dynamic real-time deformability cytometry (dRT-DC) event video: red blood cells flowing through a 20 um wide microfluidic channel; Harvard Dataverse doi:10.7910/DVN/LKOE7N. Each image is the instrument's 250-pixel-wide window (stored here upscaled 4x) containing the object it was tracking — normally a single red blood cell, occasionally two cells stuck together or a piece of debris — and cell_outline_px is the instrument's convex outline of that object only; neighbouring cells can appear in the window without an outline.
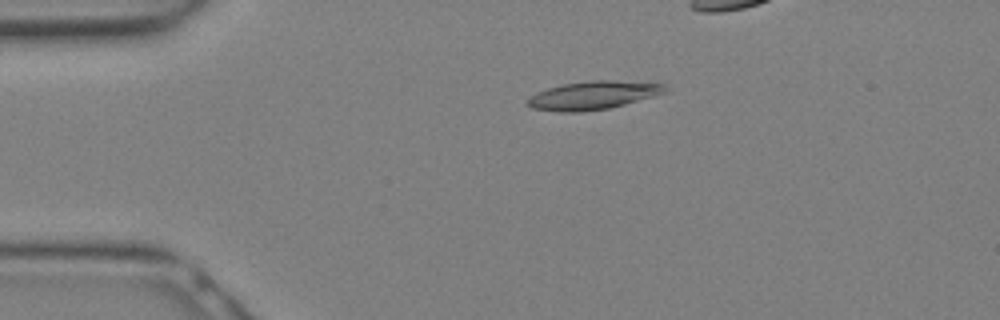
{"species": "Egyptian fruit bat (a non-hibernating species)", "species_latin": "Rousettus aegyptiacus", "temperature_condition": "warm", "stored_images_in_passage": 11, "segment_of_instrument_passage": [1, 2], "camera_frame_rate_fps": 3000, "um_per_image_px": 0.085, "animal": {"sex": "female"}, "frame": {"image": 1, "passage_image": 2, "time_ms": 0.333, "image_size_px": [1000, 320], "cell_outline_px": [[664, 92], [652, 96], [624, 104], [608, 108], [580, 112], [560, 112], [532, 108], [524, 104], [524, 100], [536, 92], [548, 88], [564, 84], [588, 80], [612, 80], [664, 84]], "centroid_in_image_um": [50.28, 8.11], "position_along_channel_um": 34.7, "area_um2": 22.48}}
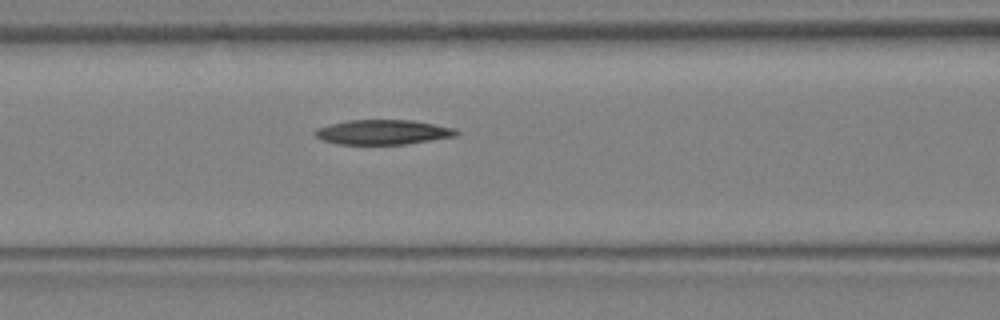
{"frame": {"image": 2, "passage_image": 8, "time_ms": 2.333, "image_size_px": [1000, 320], "cell_outline_px": [[460, 132], [456, 136], [432, 140], [404, 144], [336, 144], [324, 140], [316, 136], [312, 132], [316, 128], [348, 120], [412, 120], [456, 128]], "centroid_in_image_um": [32.56, 11.23], "position_along_channel_um": 134.0, "area_um2": 20.35}}
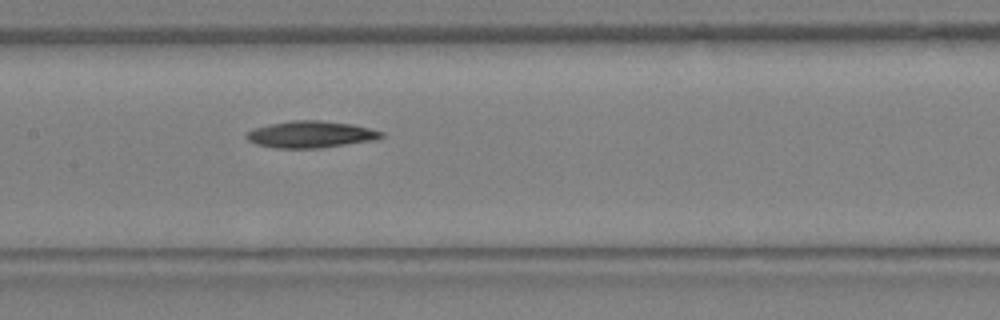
{"frame": {"image": 3, "passage_image": 10, "time_ms": 3.0, "image_size_px": [1000, 320], "cell_outline_px": [[384, 136], [376, 140], [320, 148], [276, 148], [256, 144], [248, 140], [244, 136], [252, 128], [268, 124], [292, 120], [316, 120], [352, 124], [384, 132]], "centroid_in_image_um": [26.39, 11.42], "position_along_channel_um": 181.0, "area_um2": 21.1}}